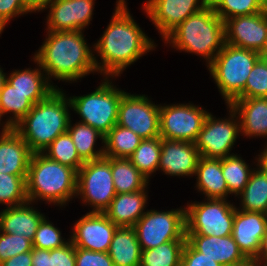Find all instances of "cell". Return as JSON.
Instances as JSON below:
<instances>
[{
	"label": "cell",
	"instance_id": "53",
	"mask_svg": "<svg viewBox=\"0 0 267 266\" xmlns=\"http://www.w3.org/2000/svg\"><path fill=\"white\" fill-rule=\"evenodd\" d=\"M260 56H261V58L267 60V37H266V41H265V45L263 47V50L260 52Z\"/></svg>",
	"mask_w": 267,
	"mask_h": 266
},
{
	"label": "cell",
	"instance_id": "34",
	"mask_svg": "<svg viewBox=\"0 0 267 266\" xmlns=\"http://www.w3.org/2000/svg\"><path fill=\"white\" fill-rule=\"evenodd\" d=\"M186 241H168L155 248L142 250L139 266H180Z\"/></svg>",
	"mask_w": 267,
	"mask_h": 266
},
{
	"label": "cell",
	"instance_id": "13",
	"mask_svg": "<svg viewBox=\"0 0 267 266\" xmlns=\"http://www.w3.org/2000/svg\"><path fill=\"white\" fill-rule=\"evenodd\" d=\"M159 107L148 96L125 92L118 107L117 125L132 130L142 139L160 137Z\"/></svg>",
	"mask_w": 267,
	"mask_h": 266
},
{
	"label": "cell",
	"instance_id": "49",
	"mask_svg": "<svg viewBox=\"0 0 267 266\" xmlns=\"http://www.w3.org/2000/svg\"><path fill=\"white\" fill-rule=\"evenodd\" d=\"M255 259L259 262H267V228L261 240L259 253Z\"/></svg>",
	"mask_w": 267,
	"mask_h": 266
},
{
	"label": "cell",
	"instance_id": "11",
	"mask_svg": "<svg viewBox=\"0 0 267 266\" xmlns=\"http://www.w3.org/2000/svg\"><path fill=\"white\" fill-rule=\"evenodd\" d=\"M227 108L230 113L227 119H216L211 113L206 116L195 141L201 157L221 159L233 155L230 151L241 134L240 120L231 106Z\"/></svg>",
	"mask_w": 267,
	"mask_h": 266
},
{
	"label": "cell",
	"instance_id": "16",
	"mask_svg": "<svg viewBox=\"0 0 267 266\" xmlns=\"http://www.w3.org/2000/svg\"><path fill=\"white\" fill-rule=\"evenodd\" d=\"M226 43L260 53L267 37V8L252 15L235 16L225 22Z\"/></svg>",
	"mask_w": 267,
	"mask_h": 266
},
{
	"label": "cell",
	"instance_id": "7",
	"mask_svg": "<svg viewBox=\"0 0 267 266\" xmlns=\"http://www.w3.org/2000/svg\"><path fill=\"white\" fill-rule=\"evenodd\" d=\"M105 77L93 92L69 97L71 110L81 116L79 122L90 125L104 136L117 124L118 107L125 93Z\"/></svg>",
	"mask_w": 267,
	"mask_h": 266
},
{
	"label": "cell",
	"instance_id": "43",
	"mask_svg": "<svg viewBox=\"0 0 267 266\" xmlns=\"http://www.w3.org/2000/svg\"><path fill=\"white\" fill-rule=\"evenodd\" d=\"M28 12L26 0H0V34L12 18Z\"/></svg>",
	"mask_w": 267,
	"mask_h": 266
},
{
	"label": "cell",
	"instance_id": "25",
	"mask_svg": "<svg viewBox=\"0 0 267 266\" xmlns=\"http://www.w3.org/2000/svg\"><path fill=\"white\" fill-rule=\"evenodd\" d=\"M50 94H23L15 90V88L5 82L0 92V126L2 128H13L19 123L27 113L32 109L34 104L46 99ZM12 114L7 118L4 124L1 119L5 114Z\"/></svg>",
	"mask_w": 267,
	"mask_h": 266
},
{
	"label": "cell",
	"instance_id": "3",
	"mask_svg": "<svg viewBox=\"0 0 267 266\" xmlns=\"http://www.w3.org/2000/svg\"><path fill=\"white\" fill-rule=\"evenodd\" d=\"M71 103L59 89L34 104L27 115L13 129L27 143L32 153H43L60 134L67 132L71 118Z\"/></svg>",
	"mask_w": 267,
	"mask_h": 266
},
{
	"label": "cell",
	"instance_id": "19",
	"mask_svg": "<svg viewBox=\"0 0 267 266\" xmlns=\"http://www.w3.org/2000/svg\"><path fill=\"white\" fill-rule=\"evenodd\" d=\"M267 228V214L235 209L232 237L248 259L259 253L262 237Z\"/></svg>",
	"mask_w": 267,
	"mask_h": 266
},
{
	"label": "cell",
	"instance_id": "8",
	"mask_svg": "<svg viewBox=\"0 0 267 266\" xmlns=\"http://www.w3.org/2000/svg\"><path fill=\"white\" fill-rule=\"evenodd\" d=\"M185 208L186 235H232L235 205L226 199H205Z\"/></svg>",
	"mask_w": 267,
	"mask_h": 266
},
{
	"label": "cell",
	"instance_id": "26",
	"mask_svg": "<svg viewBox=\"0 0 267 266\" xmlns=\"http://www.w3.org/2000/svg\"><path fill=\"white\" fill-rule=\"evenodd\" d=\"M195 176L197 190L205 195V199H227L229 191L222 174V158L200 157Z\"/></svg>",
	"mask_w": 267,
	"mask_h": 266
},
{
	"label": "cell",
	"instance_id": "44",
	"mask_svg": "<svg viewBox=\"0 0 267 266\" xmlns=\"http://www.w3.org/2000/svg\"><path fill=\"white\" fill-rule=\"evenodd\" d=\"M180 266H223L214 259L196 251L187 241L183 247Z\"/></svg>",
	"mask_w": 267,
	"mask_h": 266
},
{
	"label": "cell",
	"instance_id": "41",
	"mask_svg": "<svg viewBox=\"0 0 267 266\" xmlns=\"http://www.w3.org/2000/svg\"><path fill=\"white\" fill-rule=\"evenodd\" d=\"M32 241L26 237L0 231V263L20 253L29 252Z\"/></svg>",
	"mask_w": 267,
	"mask_h": 266
},
{
	"label": "cell",
	"instance_id": "40",
	"mask_svg": "<svg viewBox=\"0 0 267 266\" xmlns=\"http://www.w3.org/2000/svg\"><path fill=\"white\" fill-rule=\"evenodd\" d=\"M62 238L60 230L44 217L38 225L32 245L33 248L53 250L69 242Z\"/></svg>",
	"mask_w": 267,
	"mask_h": 266
},
{
	"label": "cell",
	"instance_id": "5",
	"mask_svg": "<svg viewBox=\"0 0 267 266\" xmlns=\"http://www.w3.org/2000/svg\"><path fill=\"white\" fill-rule=\"evenodd\" d=\"M77 172L48 158L43 153H33L26 179L29 202L43 200L65 206L76 197Z\"/></svg>",
	"mask_w": 267,
	"mask_h": 266
},
{
	"label": "cell",
	"instance_id": "24",
	"mask_svg": "<svg viewBox=\"0 0 267 266\" xmlns=\"http://www.w3.org/2000/svg\"><path fill=\"white\" fill-rule=\"evenodd\" d=\"M30 205L31 202H27L20 206L5 207L6 209L0 212V231L23 235L32 241L45 215Z\"/></svg>",
	"mask_w": 267,
	"mask_h": 266
},
{
	"label": "cell",
	"instance_id": "30",
	"mask_svg": "<svg viewBox=\"0 0 267 266\" xmlns=\"http://www.w3.org/2000/svg\"><path fill=\"white\" fill-rule=\"evenodd\" d=\"M71 119L68 125V132L72 137L74 146L76 147L77 153L80 158L86 161L98 160L104 157V146L102 149L94 150V145L99 138L104 145V135L98 130L92 128L82 122H78L74 125L71 124Z\"/></svg>",
	"mask_w": 267,
	"mask_h": 266
},
{
	"label": "cell",
	"instance_id": "12",
	"mask_svg": "<svg viewBox=\"0 0 267 266\" xmlns=\"http://www.w3.org/2000/svg\"><path fill=\"white\" fill-rule=\"evenodd\" d=\"M208 114L202 107L191 103L160 105V137L195 143Z\"/></svg>",
	"mask_w": 267,
	"mask_h": 266
},
{
	"label": "cell",
	"instance_id": "4",
	"mask_svg": "<svg viewBox=\"0 0 267 266\" xmlns=\"http://www.w3.org/2000/svg\"><path fill=\"white\" fill-rule=\"evenodd\" d=\"M164 41L176 50L202 56L209 65L226 44L225 23L209 3L180 23Z\"/></svg>",
	"mask_w": 267,
	"mask_h": 266
},
{
	"label": "cell",
	"instance_id": "54",
	"mask_svg": "<svg viewBox=\"0 0 267 266\" xmlns=\"http://www.w3.org/2000/svg\"><path fill=\"white\" fill-rule=\"evenodd\" d=\"M259 266H267V262H259Z\"/></svg>",
	"mask_w": 267,
	"mask_h": 266
},
{
	"label": "cell",
	"instance_id": "36",
	"mask_svg": "<svg viewBox=\"0 0 267 266\" xmlns=\"http://www.w3.org/2000/svg\"><path fill=\"white\" fill-rule=\"evenodd\" d=\"M43 154L62 165L73 168L76 172L85 163L78 155L68 131L57 136L43 151Z\"/></svg>",
	"mask_w": 267,
	"mask_h": 266
},
{
	"label": "cell",
	"instance_id": "10",
	"mask_svg": "<svg viewBox=\"0 0 267 266\" xmlns=\"http://www.w3.org/2000/svg\"><path fill=\"white\" fill-rule=\"evenodd\" d=\"M133 228L141 250L152 249L168 241H186L185 206L170 211H146Z\"/></svg>",
	"mask_w": 267,
	"mask_h": 266
},
{
	"label": "cell",
	"instance_id": "51",
	"mask_svg": "<svg viewBox=\"0 0 267 266\" xmlns=\"http://www.w3.org/2000/svg\"><path fill=\"white\" fill-rule=\"evenodd\" d=\"M235 266H259V261H257L256 259H247L246 261Z\"/></svg>",
	"mask_w": 267,
	"mask_h": 266
},
{
	"label": "cell",
	"instance_id": "27",
	"mask_svg": "<svg viewBox=\"0 0 267 266\" xmlns=\"http://www.w3.org/2000/svg\"><path fill=\"white\" fill-rule=\"evenodd\" d=\"M141 247L133 227H118L108 254L114 266H139Z\"/></svg>",
	"mask_w": 267,
	"mask_h": 266
},
{
	"label": "cell",
	"instance_id": "32",
	"mask_svg": "<svg viewBox=\"0 0 267 266\" xmlns=\"http://www.w3.org/2000/svg\"><path fill=\"white\" fill-rule=\"evenodd\" d=\"M142 140L132 130L116 124L104 137V157L128 159Z\"/></svg>",
	"mask_w": 267,
	"mask_h": 266
},
{
	"label": "cell",
	"instance_id": "14",
	"mask_svg": "<svg viewBox=\"0 0 267 266\" xmlns=\"http://www.w3.org/2000/svg\"><path fill=\"white\" fill-rule=\"evenodd\" d=\"M208 4L209 0H147L143 9L165 39L180 23Z\"/></svg>",
	"mask_w": 267,
	"mask_h": 266
},
{
	"label": "cell",
	"instance_id": "2",
	"mask_svg": "<svg viewBox=\"0 0 267 266\" xmlns=\"http://www.w3.org/2000/svg\"><path fill=\"white\" fill-rule=\"evenodd\" d=\"M83 31H48L34 59L47 75L63 82H76L97 72L96 52L91 50ZM93 51V52H92Z\"/></svg>",
	"mask_w": 267,
	"mask_h": 266
},
{
	"label": "cell",
	"instance_id": "29",
	"mask_svg": "<svg viewBox=\"0 0 267 266\" xmlns=\"http://www.w3.org/2000/svg\"><path fill=\"white\" fill-rule=\"evenodd\" d=\"M33 61L38 68L15 70L7 76V82L23 94H51L57 86L50 83L51 81L34 58Z\"/></svg>",
	"mask_w": 267,
	"mask_h": 266
},
{
	"label": "cell",
	"instance_id": "37",
	"mask_svg": "<svg viewBox=\"0 0 267 266\" xmlns=\"http://www.w3.org/2000/svg\"><path fill=\"white\" fill-rule=\"evenodd\" d=\"M209 3L224 22L235 16L252 15L267 8V0H209Z\"/></svg>",
	"mask_w": 267,
	"mask_h": 266
},
{
	"label": "cell",
	"instance_id": "39",
	"mask_svg": "<svg viewBox=\"0 0 267 266\" xmlns=\"http://www.w3.org/2000/svg\"><path fill=\"white\" fill-rule=\"evenodd\" d=\"M267 98V60L260 58L246 80L245 89L237 98Z\"/></svg>",
	"mask_w": 267,
	"mask_h": 266
},
{
	"label": "cell",
	"instance_id": "17",
	"mask_svg": "<svg viewBox=\"0 0 267 266\" xmlns=\"http://www.w3.org/2000/svg\"><path fill=\"white\" fill-rule=\"evenodd\" d=\"M95 0H55L46 9L47 31H84L92 20Z\"/></svg>",
	"mask_w": 267,
	"mask_h": 266
},
{
	"label": "cell",
	"instance_id": "18",
	"mask_svg": "<svg viewBox=\"0 0 267 266\" xmlns=\"http://www.w3.org/2000/svg\"><path fill=\"white\" fill-rule=\"evenodd\" d=\"M195 143L161 138L158 170L170 176H194L200 159Z\"/></svg>",
	"mask_w": 267,
	"mask_h": 266
},
{
	"label": "cell",
	"instance_id": "22",
	"mask_svg": "<svg viewBox=\"0 0 267 266\" xmlns=\"http://www.w3.org/2000/svg\"><path fill=\"white\" fill-rule=\"evenodd\" d=\"M229 106L238 115L242 135L267 138V98H236Z\"/></svg>",
	"mask_w": 267,
	"mask_h": 266
},
{
	"label": "cell",
	"instance_id": "23",
	"mask_svg": "<svg viewBox=\"0 0 267 266\" xmlns=\"http://www.w3.org/2000/svg\"><path fill=\"white\" fill-rule=\"evenodd\" d=\"M147 187L132 193L116 194L103 212L117 227H133L146 213Z\"/></svg>",
	"mask_w": 267,
	"mask_h": 266
},
{
	"label": "cell",
	"instance_id": "52",
	"mask_svg": "<svg viewBox=\"0 0 267 266\" xmlns=\"http://www.w3.org/2000/svg\"><path fill=\"white\" fill-rule=\"evenodd\" d=\"M6 75L7 74H5L3 72V69H1V67H0V92L3 89V86H4L5 82L7 81V76Z\"/></svg>",
	"mask_w": 267,
	"mask_h": 266
},
{
	"label": "cell",
	"instance_id": "15",
	"mask_svg": "<svg viewBox=\"0 0 267 266\" xmlns=\"http://www.w3.org/2000/svg\"><path fill=\"white\" fill-rule=\"evenodd\" d=\"M117 228L104 213L88 212L74 224L70 240L75 248L108 252Z\"/></svg>",
	"mask_w": 267,
	"mask_h": 266
},
{
	"label": "cell",
	"instance_id": "28",
	"mask_svg": "<svg viewBox=\"0 0 267 266\" xmlns=\"http://www.w3.org/2000/svg\"><path fill=\"white\" fill-rule=\"evenodd\" d=\"M111 173L116 194L143 190L150 181L127 158L111 157Z\"/></svg>",
	"mask_w": 267,
	"mask_h": 266
},
{
	"label": "cell",
	"instance_id": "1",
	"mask_svg": "<svg viewBox=\"0 0 267 266\" xmlns=\"http://www.w3.org/2000/svg\"><path fill=\"white\" fill-rule=\"evenodd\" d=\"M125 0H117L112 19L97 43L93 45L101 62L97 72L104 77L120 76L129 65L155 49L154 40L146 36L132 18Z\"/></svg>",
	"mask_w": 267,
	"mask_h": 266
},
{
	"label": "cell",
	"instance_id": "42",
	"mask_svg": "<svg viewBox=\"0 0 267 266\" xmlns=\"http://www.w3.org/2000/svg\"><path fill=\"white\" fill-rule=\"evenodd\" d=\"M75 266H114L108 252L75 248Z\"/></svg>",
	"mask_w": 267,
	"mask_h": 266
},
{
	"label": "cell",
	"instance_id": "21",
	"mask_svg": "<svg viewBox=\"0 0 267 266\" xmlns=\"http://www.w3.org/2000/svg\"><path fill=\"white\" fill-rule=\"evenodd\" d=\"M186 241L196 251L223 266H235L248 259L239 249L232 235L224 237L186 235Z\"/></svg>",
	"mask_w": 267,
	"mask_h": 266
},
{
	"label": "cell",
	"instance_id": "50",
	"mask_svg": "<svg viewBox=\"0 0 267 266\" xmlns=\"http://www.w3.org/2000/svg\"><path fill=\"white\" fill-rule=\"evenodd\" d=\"M257 167L265 174H267V144L265 146V149H263V152H261L260 155H258L257 159Z\"/></svg>",
	"mask_w": 267,
	"mask_h": 266
},
{
	"label": "cell",
	"instance_id": "48",
	"mask_svg": "<svg viewBox=\"0 0 267 266\" xmlns=\"http://www.w3.org/2000/svg\"><path fill=\"white\" fill-rule=\"evenodd\" d=\"M55 0H26L28 10L31 12L43 11Z\"/></svg>",
	"mask_w": 267,
	"mask_h": 266
},
{
	"label": "cell",
	"instance_id": "47",
	"mask_svg": "<svg viewBox=\"0 0 267 266\" xmlns=\"http://www.w3.org/2000/svg\"><path fill=\"white\" fill-rule=\"evenodd\" d=\"M32 266H50V250L32 248Z\"/></svg>",
	"mask_w": 267,
	"mask_h": 266
},
{
	"label": "cell",
	"instance_id": "33",
	"mask_svg": "<svg viewBox=\"0 0 267 266\" xmlns=\"http://www.w3.org/2000/svg\"><path fill=\"white\" fill-rule=\"evenodd\" d=\"M160 153L161 137L143 139L128 159L149 180L158 170Z\"/></svg>",
	"mask_w": 267,
	"mask_h": 266
},
{
	"label": "cell",
	"instance_id": "9",
	"mask_svg": "<svg viewBox=\"0 0 267 266\" xmlns=\"http://www.w3.org/2000/svg\"><path fill=\"white\" fill-rule=\"evenodd\" d=\"M115 195L111 157L86 161L77 172L76 196L93 208L90 212L103 213Z\"/></svg>",
	"mask_w": 267,
	"mask_h": 266
},
{
	"label": "cell",
	"instance_id": "45",
	"mask_svg": "<svg viewBox=\"0 0 267 266\" xmlns=\"http://www.w3.org/2000/svg\"><path fill=\"white\" fill-rule=\"evenodd\" d=\"M59 248L50 250V266H75V246L71 242Z\"/></svg>",
	"mask_w": 267,
	"mask_h": 266
},
{
	"label": "cell",
	"instance_id": "6",
	"mask_svg": "<svg viewBox=\"0 0 267 266\" xmlns=\"http://www.w3.org/2000/svg\"><path fill=\"white\" fill-rule=\"evenodd\" d=\"M260 53L225 44L207 66L225 103L230 105L245 89L246 80Z\"/></svg>",
	"mask_w": 267,
	"mask_h": 266
},
{
	"label": "cell",
	"instance_id": "46",
	"mask_svg": "<svg viewBox=\"0 0 267 266\" xmlns=\"http://www.w3.org/2000/svg\"><path fill=\"white\" fill-rule=\"evenodd\" d=\"M0 266H32L31 251L20 253L0 263Z\"/></svg>",
	"mask_w": 267,
	"mask_h": 266
},
{
	"label": "cell",
	"instance_id": "31",
	"mask_svg": "<svg viewBox=\"0 0 267 266\" xmlns=\"http://www.w3.org/2000/svg\"><path fill=\"white\" fill-rule=\"evenodd\" d=\"M238 196L241 199L240 210L267 214V174L255 168Z\"/></svg>",
	"mask_w": 267,
	"mask_h": 266
},
{
	"label": "cell",
	"instance_id": "35",
	"mask_svg": "<svg viewBox=\"0 0 267 266\" xmlns=\"http://www.w3.org/2000/svg\"><path fill=\"white\" fill-rule=\"evenodd\" d=\"M253 170L237 153L222 158V174L226 180L229 195L234 194L236 197L243 191Z\"/></svg>",
	"mask_w": 267,
	"mask_h": 266
},
{
	"label": "cell",
	"instance_id": "38",
	"mask_svg": "<svg viewBox=\"0 0 267 266\" xmlns=\"http://www.w3.org/2000/svg\"><path fill=\"white\" fill-rule=\"evenodd\" d=\"M27 176L0 173V204L15 207L29 202Z\"/></svg>",
	"mask_w": 267,
	"mask_h": 266
},
{
	"label": "cell",
	"instance_id": "20",
	"mask_svg": "<svg viewBox=\"0 0 267 266\" xmlns=\"http://www.w3.org/2000/svg\"><path fill=\"white\" fill-rule=\"evenodd\" d=\"M0 173L27 176L32 152L13 128H1Z\"/></svg>",
	"mask_w": 267,
	"mask_h": 266
}]
</instances>
